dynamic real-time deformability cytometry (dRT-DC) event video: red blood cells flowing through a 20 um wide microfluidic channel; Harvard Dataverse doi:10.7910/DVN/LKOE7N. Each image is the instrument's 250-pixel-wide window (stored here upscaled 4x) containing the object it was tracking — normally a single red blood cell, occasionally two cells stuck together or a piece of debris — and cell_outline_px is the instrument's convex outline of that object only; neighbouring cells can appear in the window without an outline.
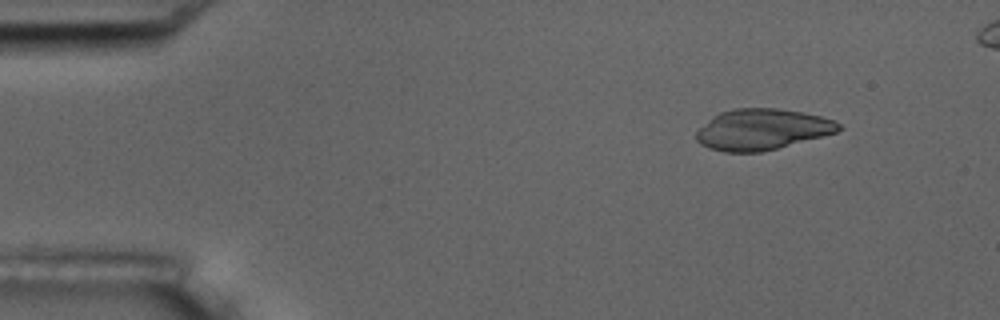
{"species": "common noctule bat (a hibernating species)", "species_latin": "Nyctalus noctula", "temperature_condition": "room temperature", "stored_images_in_passage": 5, "camera_frame_rate_fps": 3000, "um_per_image_px": 0.085, "animal": {"sex": "male", "body_mass_g": 17.5, "forearm_length_mm": 52.3}, "frame": {"image": 1, "passage_image": 1, "time_ms": 0.0, "image_size_px": [1000, 320], "cell_outline_px": [[844, 128], [836, 132], [824, 136], [760, 152], [724, 152], [708, 148], [700, 144], [696, 140], [696, 132], [712, 116], [720, 112], [732, 108], [780, 108], [804, 112], [836, 120]], "centroid_in_image_um": [64.79, 10.99], "position_along_channel_um": 20.2, "area_um2": 34.16}}